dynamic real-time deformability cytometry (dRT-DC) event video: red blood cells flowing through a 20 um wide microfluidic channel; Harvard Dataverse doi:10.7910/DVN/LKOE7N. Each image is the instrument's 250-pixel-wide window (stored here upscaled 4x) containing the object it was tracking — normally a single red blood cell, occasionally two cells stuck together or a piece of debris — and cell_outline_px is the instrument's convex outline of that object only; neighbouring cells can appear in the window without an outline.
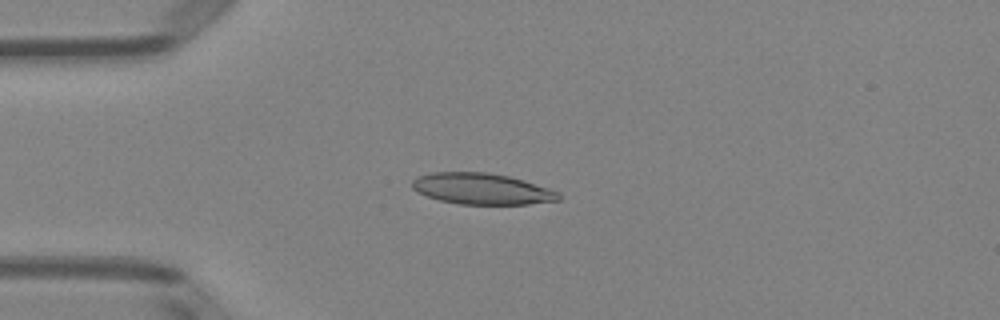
{"species": "Egyptian fruit bat (a non-hibernating species)", "species_latin": "Rousettus aegyptiacus", "temperature_condition": "room temperature", "stored_images_in_passage": 50, "camera_frame_rate_fps": 3000, "um_per_image_px": 0.085, "animal": {"sex": "female"}, "frame": {"image": 1, "passage_image": 12, "time_ms": 3.667, "image_size_px": [1000, 320], "cell_outline_px": [[560, 200], [528, 204], [460, 204], [440, 200], [416, 192], [412, 188], [412, 180], [416, 176], [428, 172], [488, 172], [508, 176], [524, 180], [560, 192]], "centroid_in_image_um": [40.93, 16.04], "position_along_channel_um": 44.1, "area_um2": 26.7}}
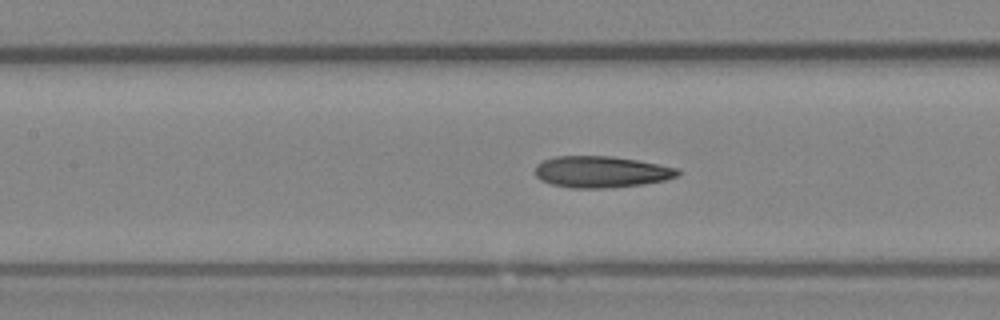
{"frame": {"image": 2, "passage_image": 22, "time_ms": 7.0, "image_size_px": [1000, 320], "cell_outline_px": [[680, 172], [676, 176], [664, 180], [644, 184], [604, 188], [572, 188], [552, 184], [540, 180], [536, 176], [536, 164], [544, 160], [556, 156], [612, 156], [636, 160], [680, 168]], "centroid_in_image_um": [51.1, 14.6], "position_along_channel_um": 156.3, "area_um2": 26.07}}
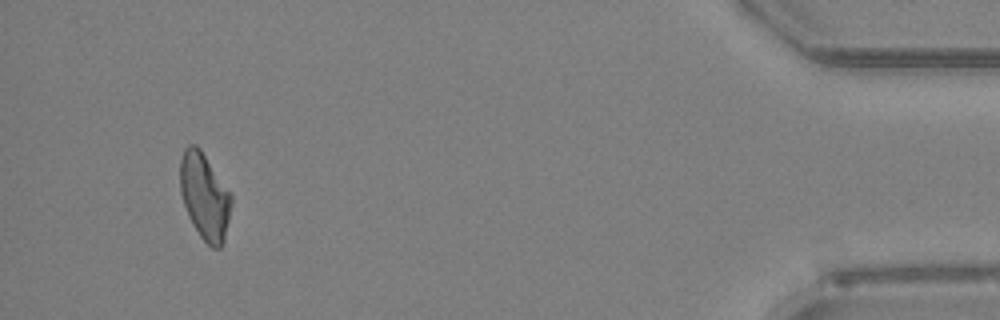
{"frame": {"image": 3, "passage_image": 47, "time_ms": 15.333, "image_size_px": [1000, 320], "cell_outline_px": [[232, 204], [224, 240], [220, 248], [212, 248], [200, 236], [188, 216], [180, 192], [180, 160], [184, 148], [188, 144], [196, 144], [200, 148], [232, 196]], "centroid_in_image_um": [17.38, 16.68], "position_along_channel_um": 417.8, "area_um2": 25.61}, "authors_computed_cell_mechanics": {"area_um2": 25.8655, "velocity_mm_per_s": 3.9905, "shape_relaxation_time_tau1_ms": 8.5759, "shape_relaxation_time_tau2_ms": 3.6325, "deformation_change_tau1": 0.219, "deformation_change_tau2": 0.1405}}